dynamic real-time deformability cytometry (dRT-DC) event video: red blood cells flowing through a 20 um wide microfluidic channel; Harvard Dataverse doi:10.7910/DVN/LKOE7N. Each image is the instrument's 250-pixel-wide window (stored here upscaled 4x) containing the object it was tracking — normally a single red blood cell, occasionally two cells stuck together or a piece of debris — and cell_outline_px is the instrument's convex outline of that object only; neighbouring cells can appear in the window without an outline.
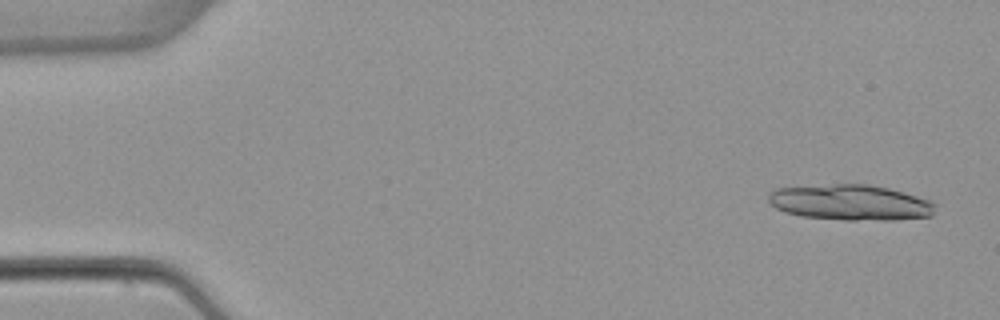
{"species": "common noctule bat (a hibernating species)", "species_latin": "Nyctalus noctula", "temperature_condition": "warm", "stored_images_in_passage": 38, "camera_frame_rate_fps": 3000, "um_per_image_px": 0.085, "animal": {"sex": "female", "body_mass_g": 22.7, "forearm_length_mm": 54.2}, "frame": {"image": 1, "passage_image": 1, "time_ms": 0.0, "image_size_px": [1000, 320], "cell_outline_px": [[936, 204], [932, 216], [892, 220], [844, 220], [800, 216], [784, 212], [776, 208], [768, 200], [768, 196], [776, 188], [836, 184], [868, 184], [888, 188], [916, 196], [928, 200]], "centroid_in_image_um": [72.28, 17.22], "position_along_channel_um": 12.7, "area_um2": 34.51}}
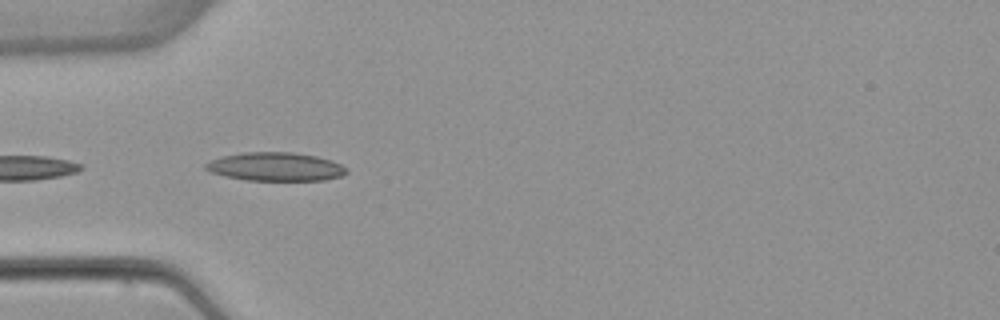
{"frame": {"image": 2, "passage_image": 15, "time_ms": 4.667, "image_size_px": [1000, 320], "cell_outline_px": [[348, 172], [340, 176], [324, 180], [248, 180], [228, 176], [212, 172], [204, 168], [204, 164], [212, 160], [224, 156], [244, 152], [292, 152], [316, 156], [332, 160], [340, 164]], "centroid_in_image_um": [23.44, 14.16], "position_along_channel_um": 61.6, "area_um2": 23.06}}